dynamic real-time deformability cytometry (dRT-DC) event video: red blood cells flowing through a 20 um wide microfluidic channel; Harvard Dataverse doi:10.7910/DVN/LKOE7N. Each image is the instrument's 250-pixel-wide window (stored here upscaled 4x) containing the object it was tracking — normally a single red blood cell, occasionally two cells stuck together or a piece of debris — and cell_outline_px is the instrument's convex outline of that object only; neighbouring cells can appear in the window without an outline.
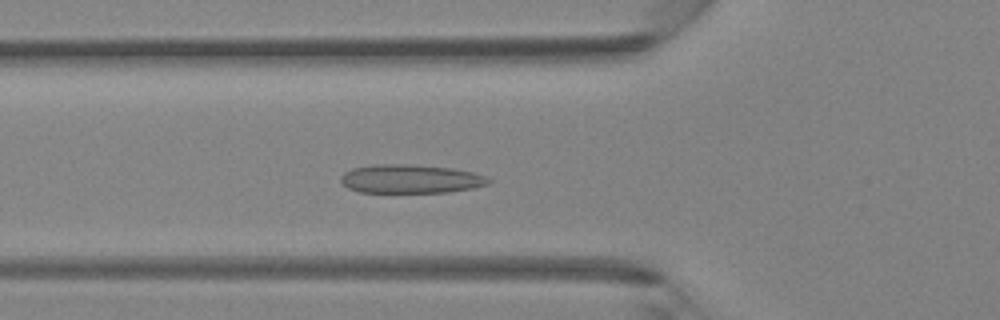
{"species": "Egyptian fruit bat (a non-hibernating species)", "species_latin": "Rousettus aegyptiacus", "temperature_condition": "room temperature", "stored_images_in_passage": 40, "camera_frame_rate_fps": 3000, "um_per_image_px": 0.085, "animal": {"sex": "female"}, "frame": {"image": 1, "passage_image": 15, "time_ms": 4.667, "image_size_px": [1000, 320], "cell_outline_px": [[492, 180], [488, 184], [472, 188], [448, 192], [360, 192], [348, 188], [340, 180], [340, 176], [344, 172], [352, 168], [376, 164], [404, 164], [452, 168], [472, 172], [488, 176]], "centroid_in_image_um": [34.9, 15.2], "position_along_channel_um": 90.9, "area_um2": 24.68}}
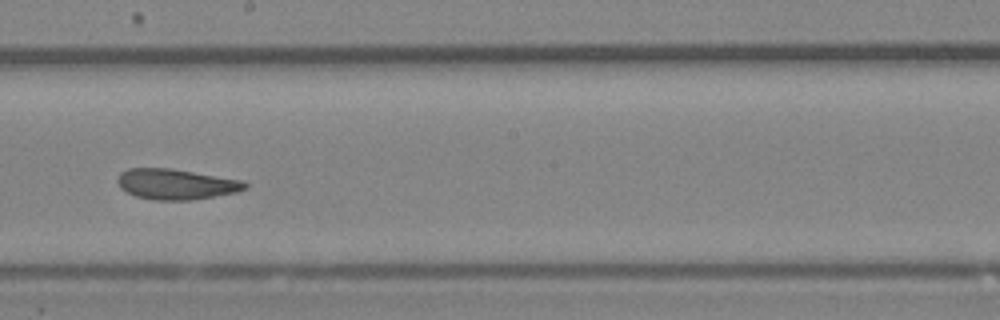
{"frame": {"image": 2, "passage_image": 24, "time_ms": 7.667, "image_size_px": [1000, 320], "cell_outline_px": [[248, 188], [236, 192], [192, 200], [152, 200], [136, 196], [120, 188], [116, 180], [120, 172], [128, 168], [172, 168], [244, 180], [248, 184]], "centroid_in_image_um": [14.97, 15.64], "position_along_channel_um": 233.2, "area_um2": 22.89}}
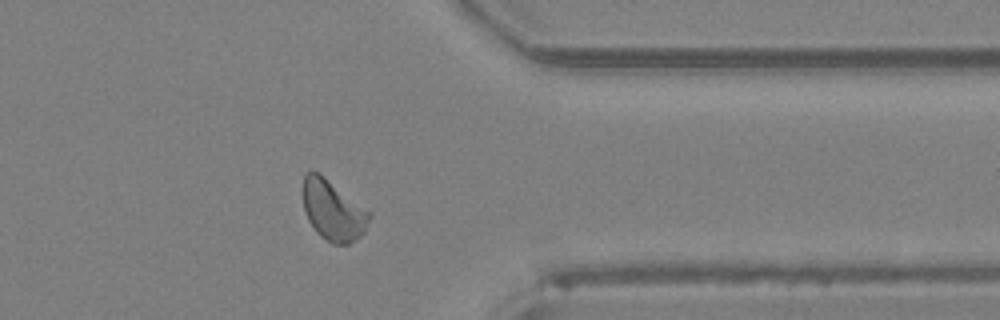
{"frame": {"image": 3, "passage_image": 34, "time_ms": 11.0, "image_size_px": [1000, 320], "cell_outline_px": [[372, 216], [364, 232], [360, 236], [348, 244], [332, 244], [320, 236], [316, 232], [308, 220], [304, 208], [300, 192], [300, 188], [304, 176], [308, 172], [316, 172], [324, 176], [372, 212]], "centroid_in_image_um": [28.29, 17.87], "position_along_channel_um": 383.1, "area_um2": 23.76}}